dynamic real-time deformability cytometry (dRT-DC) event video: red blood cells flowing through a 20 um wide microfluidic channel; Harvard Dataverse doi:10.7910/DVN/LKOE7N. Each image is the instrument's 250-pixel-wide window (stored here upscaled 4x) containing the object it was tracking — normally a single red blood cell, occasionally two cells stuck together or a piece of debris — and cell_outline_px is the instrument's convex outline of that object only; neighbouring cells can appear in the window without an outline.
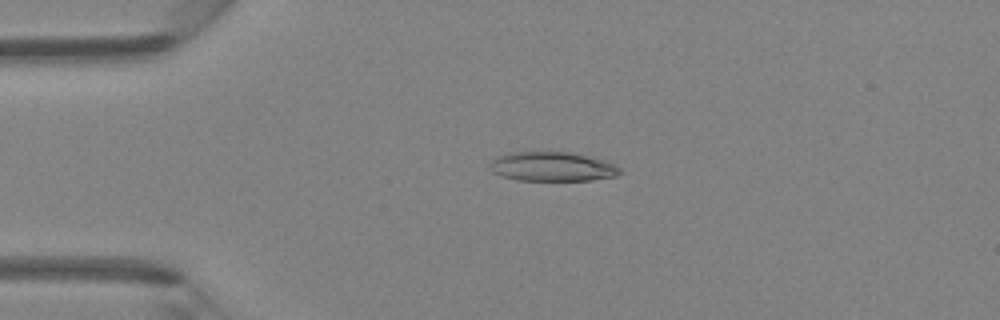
{"species": "Egyptian fruit bat (a non-hibernating species)", "species_latin": "Rousettus aegyptiacus", "temperature_condition": "room temperature", "stored_images_in_passage": 45, "camera_frame_rate_fps": 3000, "um_per_image_px": 0.085, "animal": {"sex": "female"}, "frame": {"image": 1, "passage_image": 10, "time_ms": 3.0, "image_size_px": [1000, 320], "cell_outline_px": [[620, 172], [616, 176], [592, 180], [516, 180], [492, 172], [492, 160], [496, 156], [508, 152], [572, 152], [604, 160], [616, 164], [620, 168]], "centroid_in_image_um": [46.97, 14.15], "position_along_channel_um": 38.0, "area_um2": 22.14}}
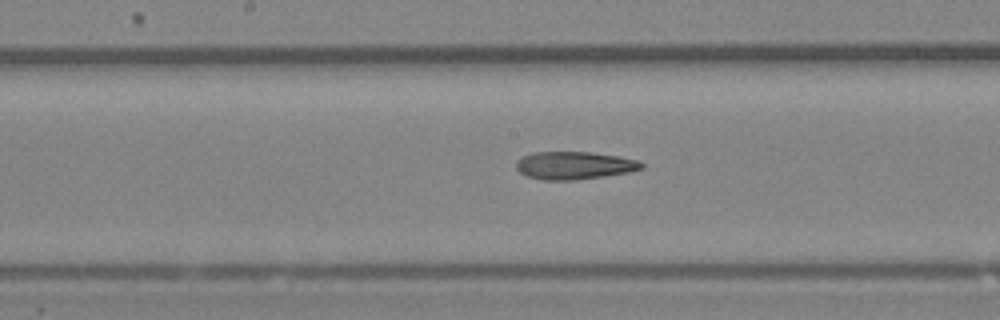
{"frame": {"image": 2, "passage_image": 23, "time_ms": 7.333, "image_size_px": [1000, 320], "cell_outline_px": [[644, 168], [628, 172], [604, 176], [576, 180], [544, 180], [528, 176], [520, 172], [516, 168], [516, 160], [532, 152], [588, 152], [620, 156], [640, 160], [644, 164]], "centroid_in_image_um": [48.84, 14.06], "position_along_channel_um": 199.4, "area_um2": 20.35}}
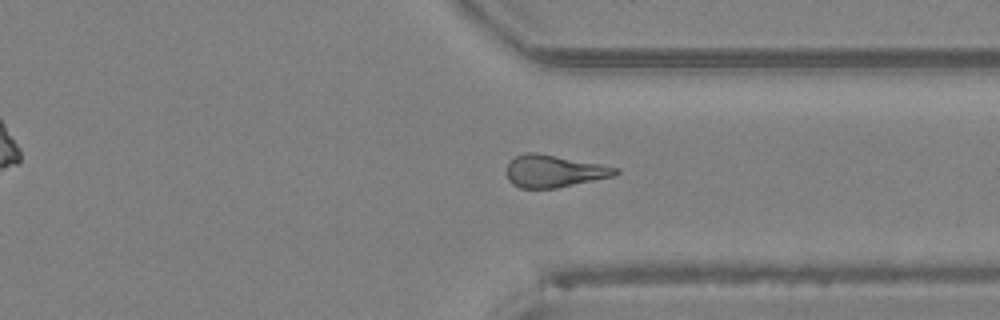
{"frame": {"image": 3, "passage_image": 34, "time_ms": 11.0, "image_size_px": [1000, 320], "cell_outline_px": [[620, 172], [616, 176], [556, 188], [520, 188], [512, 184], [508, 180], [504, 172], [508, 164], [516, 156], [524, 152], [536, 152], [600, 164], [620, 168]], "centroid_in_image_um": [47.08, 14.55], "position_along_channel_um": 364.3, "area_um2": 20.69}}